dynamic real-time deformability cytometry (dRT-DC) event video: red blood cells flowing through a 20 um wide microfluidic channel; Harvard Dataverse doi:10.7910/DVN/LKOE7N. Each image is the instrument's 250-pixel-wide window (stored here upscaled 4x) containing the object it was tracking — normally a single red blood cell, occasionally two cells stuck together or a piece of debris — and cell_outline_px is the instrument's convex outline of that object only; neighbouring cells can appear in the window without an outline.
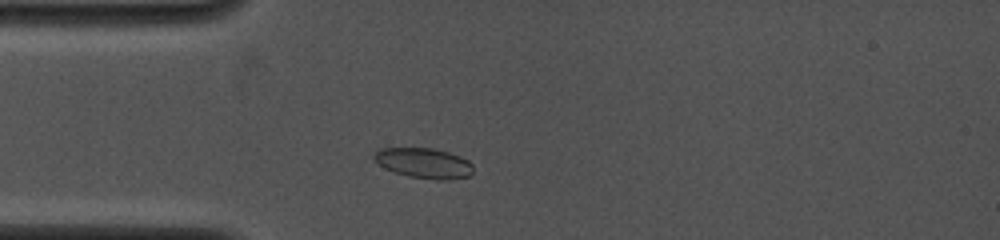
{"species": "common noctule bat (a hibernating species)", "species_latin": "Nyctalus noctula", "temperature_condition": "cold", "stored_images_in_passage": 3, "camera_frame_rate_fps": 4000, "um_per_image_px": 0.085, "animal": {"sex": "female", "body_mass_g": 19.0, "forearm_length_mm": 53.3}, "frame": {"image": 1, "passage_image": 3, "time_ms": 1.75, "image_size_px": [1000, 240], "cell_outline_px": [[472, 176], [448, 180], [440, 180], [408, 176], [384, 168], [372, 156], [380, 148], [432, 148], [448, 152], [460, 156], [468, 160], [472, 164]], "centroid_in_image_um": [36.07, 13.87], "position_along_channel_um": 48.9, "area_um2": 17.4}}